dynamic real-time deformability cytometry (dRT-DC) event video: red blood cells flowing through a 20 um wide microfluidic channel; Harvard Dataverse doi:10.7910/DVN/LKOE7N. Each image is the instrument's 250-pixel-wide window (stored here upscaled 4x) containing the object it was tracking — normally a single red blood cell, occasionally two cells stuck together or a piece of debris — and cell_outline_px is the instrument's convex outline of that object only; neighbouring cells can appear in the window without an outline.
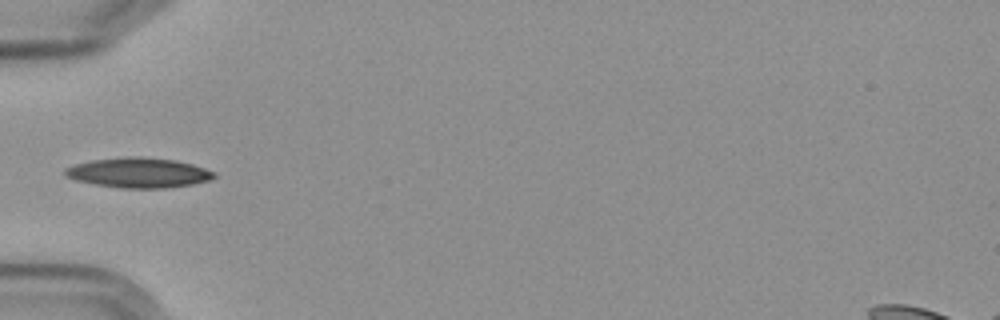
{"species": "Egyptian fruit bat (a non-hibernating species)", "species_latin": "Rousettus aegyptiacus", "temperature_condition": "cold", "stored_images_in_passage": 5, "camera_frame_rate_fps": 3000, "um_per_image_px": 0.085, "frame": {"image": 1, "passage_image": 1, "time_ms": 0.0, "image_size_px": [1000, 320], "cell_outline_px": [[216, 176], [208, 180], [192, 184], [164, 188], [120, 188], [96, 184], [76, 180], [64, 176], [64, 168], [76, 164], [92, 160], [124, 156], [140, 156], [176, 160], [192, 164], [216, 172]], "centroid_in_image_um": [11.76, 14.67], "position_along_channel_um": 73.2, "area_um2": 26.07}}
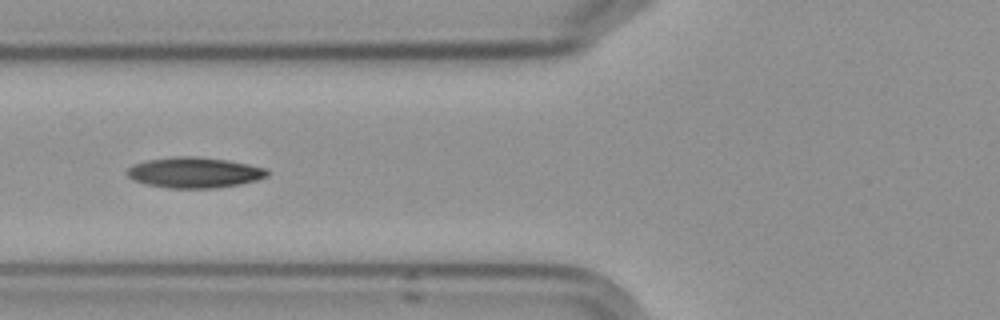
{"frame": {"image": 2, "passage_image": 2, "time_ms": 1.0, "image_size_px": [1000, 320], "cell_outline_px": [[268, 176], [256, 180], [240, 184], [216, 188], [168, 188], [148, 184], [136, 180], [128, 176], [128, 168], [132, 164], [148, 160], [176, 156], [196, 156], [224, 160], [248, 164], [264, 168], [268, 172]], "centroid_in_image_um": [16.53, 14.66], "position_along_channel_um": 109.3, "area_um2": 24.68}}
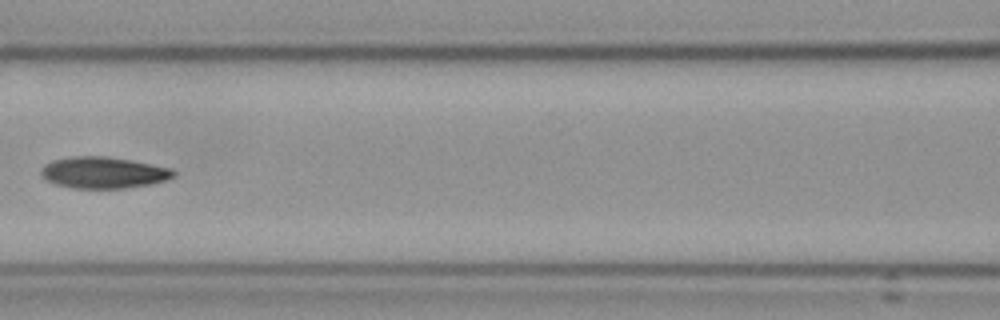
{"frame": {"image": 3, "passage_image": 3, "time_ms": 2.333, "image_size_px": [1000, 320], "cell_outline_px": [[176, 176], [152, 184], [128, 188], [72, 188], [56, 184], [40, 176], [40, 168], [44, 164], [52, 160], [72, 156], [108, 156], [152, 164], [172, 168], [176, 172]], "centroid_in_image_um": [8.78, 14.66], "position_along_channel_um": 157.8, "area_um2": 24.51}}